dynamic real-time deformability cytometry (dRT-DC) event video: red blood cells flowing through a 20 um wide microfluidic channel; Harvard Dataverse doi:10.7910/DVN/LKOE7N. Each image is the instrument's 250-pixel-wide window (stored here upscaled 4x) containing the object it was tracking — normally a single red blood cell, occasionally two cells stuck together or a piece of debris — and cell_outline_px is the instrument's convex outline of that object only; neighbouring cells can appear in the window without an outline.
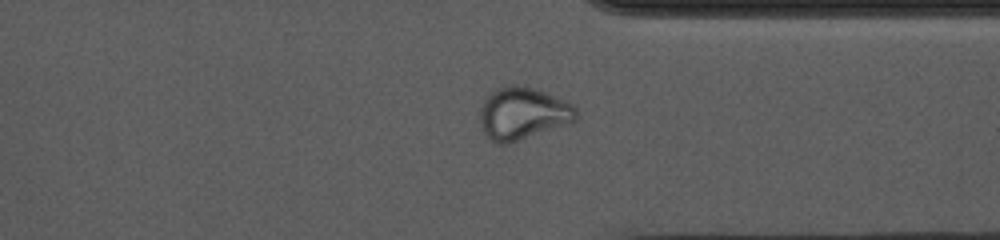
{"species": "common noctule bat (a hibernating species)", "species_latin": "Nyctalus noctula", "temperature_condition": "cold", "stored_images_in_passage": 53, "camera_frame_rate_fps": 3000, "um_per_image_px": 0.085, "animal": {"sex": "female", "body_mass_g": 10.0, "forearm_length_mm": 53.1}, "frame": {"image": 1, "passage_image": 40, "time_ms": 13.0, "image_size_px": [1000, 240], "cell_outline_px": [[576, 120], [572, 124], [508, 144], [500, 144], [492, 140], [484, 132], [480, 120], [480, 108], [484, 100], [496, 88], [508, 84], [512, 84], [532, 88], [544, 92], [564, 100], [572, 104], [576, 108]], "centroid_in_image_um": [44.46, 9.66], "position_along_channel_um": 366.9, "area_um2": 29.42}}
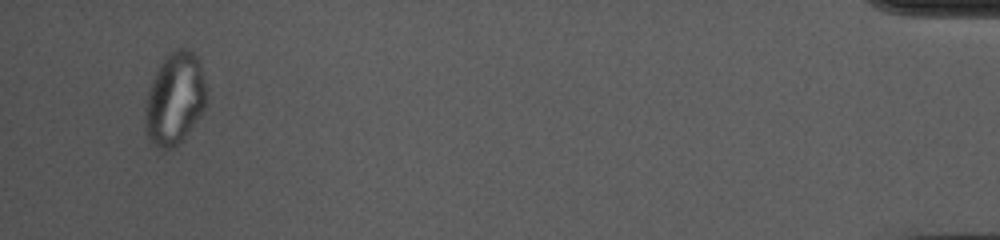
{"frame": {"image": 2, "passage_image": 51, "time_ms": 16.667, "image_size_px": [1000, 240], "cell_outline_px": [[204, 108], [184, 136], [172, 148], [164, 152], [152, 144], [148, 136], [144, 120], [144, 108], [148, 92], [152, 80], [160, 64], [168, 52], [176, 48], [188, 48], [196, 56], [200, 64], [204, 84]], "centroid_in_image_um": [14.8, 8.39], "position_along_channel_um": 420.4, "area_um2": 32.37}, "authors_computed_cell_mechanics": {"area_um2": 27.9752, "velocity_mm_per_s": 3.6787, "shape_relaxation_time_tau1_ms": null, "shape_relaxation_time_tau2_ms": 1.2652, "deformation_change_tau1": null, "deformation_change_tau2": 0.0593}}